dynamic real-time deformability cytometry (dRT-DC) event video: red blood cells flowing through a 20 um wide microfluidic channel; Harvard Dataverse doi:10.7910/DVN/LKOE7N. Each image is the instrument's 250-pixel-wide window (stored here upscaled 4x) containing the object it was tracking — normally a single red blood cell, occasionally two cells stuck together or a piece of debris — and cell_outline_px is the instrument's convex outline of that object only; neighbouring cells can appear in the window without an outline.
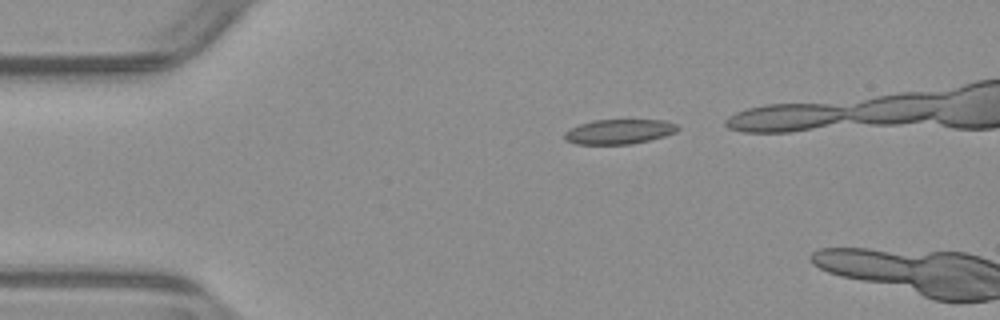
{"species": "common noctule bat (a hibernating species)", "species_latin": "Nyctalus noctula", "temperature_condition": "warm", "stored_images_in_passage": 4, "camera_frame_rate_fps": 3000, "um_per_image_px": 0.085, "animal": {"sex": "male", "body_mass_g": 23.1, "forearm_length_mm": 52.7}, "frame": {"image": 1, "passage_image": 2, "time_ms": 0.333, "image_size_px": [1000, 320], "cell_outline_px": [[680, 128], [676, 132], [664, 136], [632, 144], [576, 144], [564, 140], [564, 132], [580, 124], [592, 120], [664, 120], [676, 124]], "centroid_in_image_um": [52.62, 11.19], "position_along_channel_um": 32.4, "area_um2": 16.3}}